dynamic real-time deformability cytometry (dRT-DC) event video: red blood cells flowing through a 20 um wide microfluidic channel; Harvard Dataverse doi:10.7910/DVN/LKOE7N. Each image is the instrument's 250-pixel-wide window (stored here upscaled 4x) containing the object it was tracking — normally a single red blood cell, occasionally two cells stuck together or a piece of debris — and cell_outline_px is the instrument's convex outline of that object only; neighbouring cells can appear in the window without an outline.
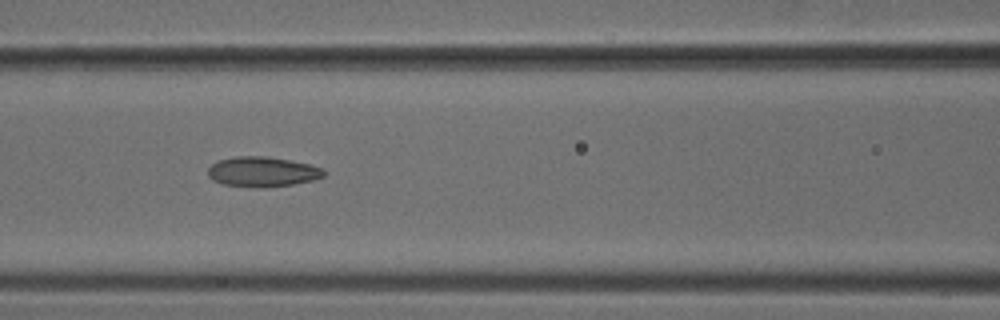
{"species": "common noctule bat (a hibernating species)", "species_latin": "Nyctalus noctula", "temperature_condition": "cold", "stored_images_in_passage": 26, "camera_frame_rate_fps": 3000, "um_per_image_px": 0.085, "animal": {"sex": "male", "body_mass_g": 18.8}, "frame": {"image": 1, "passage_image": 22, "time_ms": 7.0, "image_size_px": [1000, 320], "cell_outline_px": [[324, 176], [316, 180], [292, 184], [264, 188], [224, 184], [212, 180], [208, 176], [208, 168], [212, 164], [220, 160], [236, 156], [268, 156], [308, 164], [324, 168]], "centroid_in_image_um": [22.32, 14.6], "position_along_channel_um": 144.3, "area_um2": 20.23}}
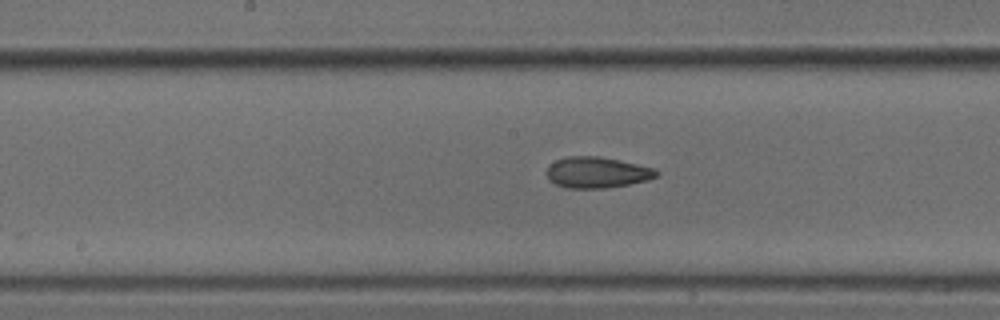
{"frame": {"image": 2, "passage_image": 26, "time_ms": 8.333, "image_size_px": [1000, 320], "cell_outline_px": [[660, 176], [648, 180], [628, 184], [604, 188], [568, 188], [556, 184], [548, 180], [544, 172], [548, 164], [556, 160], [568, 156], [600, 156], [656, 168], [660, 172]], "centroid_in_image_um": [50.73, 14.65], "position_along_channel_um": 197.5, "area_um2": 20.17}}